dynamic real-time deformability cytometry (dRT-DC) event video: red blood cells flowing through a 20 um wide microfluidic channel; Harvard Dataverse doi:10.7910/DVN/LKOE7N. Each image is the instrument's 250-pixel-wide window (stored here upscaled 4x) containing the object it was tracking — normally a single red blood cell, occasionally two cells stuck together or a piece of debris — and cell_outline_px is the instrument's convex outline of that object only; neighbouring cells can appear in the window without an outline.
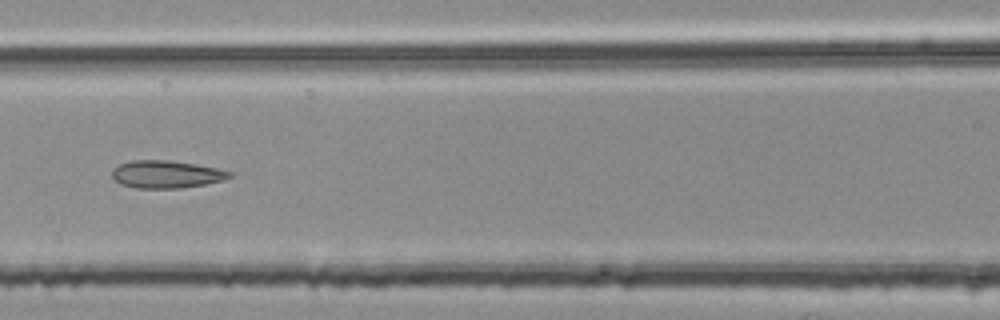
{"species": "common noctule bat (a hibernating species)", "species_latin": "Nyctalus noctula", "temperature_condition": "room temperature", "stored_images_in_passage": 46, "segment_of_instrument_passage": [2, 2], "camera_frame_rate_fps": 3000, "um_per_image_px": 0.085, "animal": {"sex": "female", "body_mass_g": 25.1}, "frame": {"image": 1, "passage_image": 16, "time_ms": 5.0, "image_size_px": [1000, 320], "cell_outline_px": [[232, 176], [224, 180], [204, 184], [180, 188], [136, 188], [120, 184], [112, 176], [112, 172], [120, 164], [132, 160], [168, 160], [216, 168], [232, 172]], "centroid_in_image_um": [14.13, 14.82], "position_along_channel_um": 152.5, "area_um2": 18.61}}
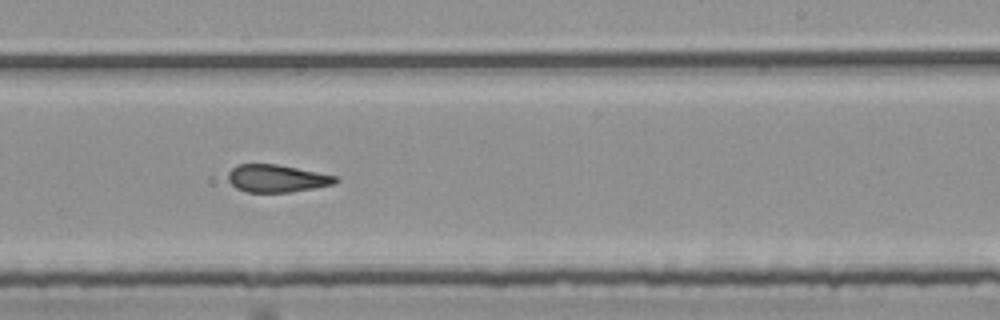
{"frame": {"image": 2, "passage_image": 25, "time_ms": 8.0, "image_size_px": [1000, 320], "cell_outline_px": [[340, 180], [332, 184], [312, 188], [288, 192], [248, 192], [236, 188], [228, 180], [228, 172], [236, 164], [276, 164], [336, 176]], "centroid_in_image_um": [23.48, 15.16], "position_along_channel_um": 265.5, "area_um2": 16.99}}
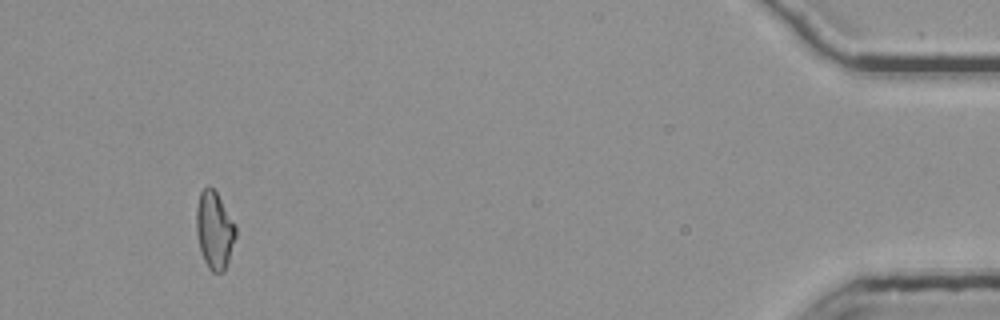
{"frame": {"image": 3, "passage_image": 43, "time_ms": 14.0, "image_size_px": [1000, 320], "cell_outline_px": [[236, 236], [224, 272], [212, 272], [208, 268], [200, 252], [196, 232], [196, 208], [200, 192], [208, 184], [216, 192], [236, 224]], "centroid_in_image_um": [18.22, 19.56], "position_along_channel_um": 417.0, "area_um2": 17.86}}